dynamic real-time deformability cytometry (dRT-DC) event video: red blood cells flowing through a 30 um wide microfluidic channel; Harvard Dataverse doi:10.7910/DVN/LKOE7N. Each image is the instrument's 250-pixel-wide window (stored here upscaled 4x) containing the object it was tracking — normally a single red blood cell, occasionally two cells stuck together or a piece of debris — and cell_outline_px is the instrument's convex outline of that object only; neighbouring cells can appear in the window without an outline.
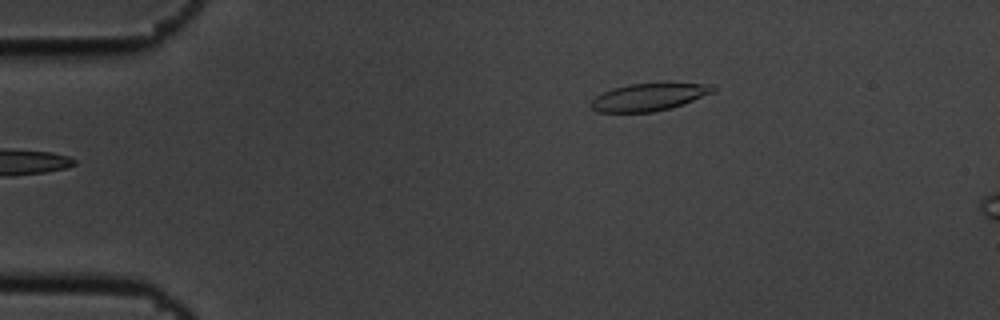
{"species": "common noctule bat (a hibernating species)", "species_latin": "Nyctalus noctula", "temperature_condition": "cold", "stored_images_in_passage": 2, "camera_frame_rate_fps": 3000, "um_per_image_px": 0.085, "animal": {"sex": "male", "body_mass_g": 19.5, "forearm_length_mm": 54.6}, "frame": {"image": 1, "passage_image": 2, "time_ms": 0.333, "image_size_px": [1000, 320], "cell_outline_px": [[716, 92], [684, 104], [672, 108], [652, 112], [596, 112], [588, 104], [596, 96], [612, 88], [628, 84], [712, 84], [716, 88]], "centroid_in_image_um": [55.16, 8.26], "position_along_channel_um": 29.8, "area_um2": 19.48}}